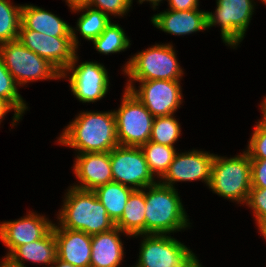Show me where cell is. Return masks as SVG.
<instances>
[{"mask_svg": "<svg viewBox=\"0 0 266 267\" xmlns=\"http://www.w3.org/2000/svg\"><path fill=\"white\" fill-rule=\"evenodd\" d=\"M58 142L77 154L111 152L119 145L114 111L81 112L63 129Z\"/></svg>", "mask_w": 266, "mask_h": 267, "instance_id": "cell-1", "label": "cell"}, {"mask_svg": "<svg viewBox=\"0 0 266 267\" xmlns=\"http://www.w3.org/2000/svg\"><path fill=\"white\" fill-rule=\"evenodd\" d=\"M133 191L134 189L130 186L114 181L94 190L97 198L106 208L108 216L115 224L120 220L127 200Z\"/></svg>", "mask_w": 266, "mask_h": 267, "instance_id": "cell-24", "label": "cell"}, {"mask_svg": "<svg viewBox=\"0 0 266 267\" xmlns=\"http://www.w3.org/2000/svg\"><path fill=\"white\" fill-rule=\"evenodd\" d=\"M261 2H263L264 4H266V0H260Z\"/></svg>", "mask_w": 266, "mask_h": 267, "instance_id": "cell-42", "label": "cell"}, {"mask_svg": "<svg viewBox=\"0 0 266 267\" xmlns=\"http://www.w3.org/2000/svg\"><path fill=\"white\" fill-rule=\"evenodd\" d=\"M245 152L250 160L266 159V126L260 121L255 125Z\"/></svg>", "mask_w": 266, "mask_h": 267, "instance_id": "cell-30", "label": "cell"}, {"mask_svg": "<svg viewBox=\"0 0 266 267\" xmlns=\"http://www.w3.org/2000/svg\"><path fill=\"white\" fill-rule=\"evenodd\" d=\"M76 53L73 61L63 71L62 78L69 76L73 95L83 103L101 100L109 90L108 71L104 65L96 62H83L76 67L79 58ZM71 72V73H70Z\"/></svg>", "mask_w": 266, "mask_h": 267, "instance_id": "cell-10", "label": "cell"}, {"mask_svg": "<svg viewBox=\"0 0 266 267\" xmlns=\"http://www.w3.org/2000/svg\"><path fill=\"white\" fill-rule=\"evenodd\" d=\"M208 187L224 199L245 204L252 188L249 155L245 151L231 158L215 154Z\"/></svg>", "mask_w": 266, "mask_h": 267, "instance_id": "cell-5", "label": "cell"}, {"mask_svg": "<svg viewBox=\"0 0 266 267\" xmlns=\"http://www.w3.org/2000/svg\"><path fill=\"white\" fill-rule=\"evenodd\" d=\"M17 86L13 76L7 70L0 57V98L7 101L18 114L23 116L28 107L19 94Z\"/></svg>", "mask_w": 266, "mask_h": 267, "instance_id": "cell-29", "label": "cell"}, {"mask_svg": "<svg viewBox=\"0 0 266 267\" xmlns=\"http://www.w3.org/2000/svg\"><path fill=\"white\" fill-rule=\"evenodd\" d=\"M246 206L253 209L258 230L266 225V189L251 188Z\"/></svg>", "mask_w": 266, "mask_h": 267, "instance_id": "cell-31", "label": "cell"}, {"mask_svg": "<svg viewBox=\"0 0 266 267\" xmlns=\"http://www.w3.org/2000/svg\"><path fill=\"white\" fill-rule=\"evenodd\" d=\"M64 197L63 206L57 214L62 228L83 231L92 236L115 227L94 191L70 186Z\"/></svg>", "mask_w": 266, "mask_h": 267, "instance_id": "cell-2", "label": "cell"}, {"mask_svg": "<svg viewBox=\"0 0 266 267\" xmlns=\"http://www.w3.org/2000/svg\"><path fill=\"white\" fill-rule=\"evenodd\" d=\"M214 14L207 11V28L221 27L223 42L233 48L243 40L254 12L253 0H216Z\"/></svg>", "mask_w": 266, "mask_h": 267, "instance_id": "cell-9", "label": "cell"}, {"mask_svg": "<svg viewBox=\"0 0 266 267\" xmlns=\"http://www.w3.org/2000/svg\"><path fill=\"white\" fill-rule=\"evenodd\" d=\"M261 235L264 237V239L266 240V225H264L263 227H261L259 229Z\"/></svg>", "mask_w": 266, "mask_h": 267, "instance_id": "cell-41", "label": "cell"}, {"mask_svg": "<svg viewBox=\"0 0 266 267\" xmlns=\"http://www.w3.org/2000/svg\"><path fill=\"white\" fill-rule=\"evenodd\" d=\"M114 116L119 145L140 147L150 140L154 116L129 90Z\"/></svg>", "mask_w": 266, "mask_h": 267, "instance_id": "cell-8", "label": "cell"}, {"mask_svg": "<svg viewBox=\"0 0 266 267\" xmlns=\"http://www.w3.org/2000/svg\"><path fill=\"white\" fill-rule=\"evenodd\" d=\"M6 258L20 266H24V261L29 260L52 267L57 259V244L53 228L43 238L16 247Z\"/></svg>", "mask_w": 266, "mask_h": 267, "instance_id": "cell-21", "label": "cell"}, {"mask_svg": "<svg viewBox=\"0 0 266 267\" xmlns=\"http://www.w3.org/2000/svg\"><path fill=\"white\" fill-rule=\"evenodd\" d=\"M214 157L213 153L194 149L190 152L176 153L173 162L161 178L163 181L160 179L159 182L175 188V182L202 180L209 186Z\"/></svg>", "mask_w": 266, "mask_h": 267, "instance_id": "cell-14", "label": "cell"}, {"mask_svg": "<svg viewBox=\"0 0 266 267\" xmlns=\"http://www.w3.org/2000/svg\"><path fill=\"white\" fill-rule=\"evenodd\" d=\"M120 233L124 232L115 226L109 231L91 236L90 267L120 266L124 256Z\"/></svg>", "mask_w": 266, "mask_h": 267, "instance_id": "cell-19", "label": "cell"}, {"mask_svg": "<svg viewBox=\"0 0 266 267\" xmlns=\"http://www.w3.org/2000/svg\"><path fill=\"white\" fill-rule=\"evenodd\" d=\"M52 267H74V266L69 264L68 262H65L57 258L55 262L52 264Z\"/></svg>", "mask_w": 266, "mask_h": 267, "instance_id": "cell-39", "label": "cell"}, {"mask_svg": "<svg viewBox=\"0 0 266 267\" xmlns=\"http://www.w3.org/2000/svg\"><path fill=\"white\" fill-rule=\"evenodd\" d=\"M133 0H92L90 7L102 11L104 14L115 16L125 15L131 5Z\"/></svg>", "mask_w": 266, "mask_h": 267, "instance_id": "cell-32", "label": "cell"}, {"mask_svg": "<svg viewBox=\"0 0 266 267\" xmlns=\"http://www.w3.org/2000/svg\"><path fill=\"white\" fill-rule=\"evenodd\" d=\"M167 2L170 10L187 11L199 7V0H168Z\"/></svg>", "mask_w": 266, "mask_h": 267, "instance_id": "cell-34", "label": "cell"}, {"mask_svg": "<svg viewBox=\"0 0 266 267\" xmlns=\"http://www.w3.org/2000/svg\"><path fill=\"white\" fill-rule=\"evenodd\" d=\"M186 214L176 188L159 181L145 188V234L181 231L190 226Z\"/></svg>", "mask_w": 266, "mask_h": 267, "instance_id": "cell-3", "label": "cell"}, {"mask_svg": "<svg viewBox=\"0 0 266 267\" xmlns=\"http://www.w3.org/2000/svg\"><path fill=\"white\" fill-rule=\"evenodd\" d=\"M21 24L29 30L55 37H72L71 26L57 15L38 6L22 5Z\"/></svg>", "mask_w": 266, "mask_h": 267, "instance_id": "cell-20", "label": "cell"}, {"mask_svg": "<svg viewBox=\"0 0 266 267\" xmlns=\"http://www.w3.org/2000/svg\"><path fill=\"white\" fill-rule=\"evenodd\" d=\"M91 2L92 0H66L71 10L82 6H89Z\"/></svg>", "mask_w": 266, "mask_h": 267, "instance_id": "cell-36", "label": "cell"}, {"mask_svg": "<svg viewBox=\"0 0 266 267\" xmlns=\"http://www.w3.org/2000/svg\"><path fill=\"white\" fill-rule=\"evenodd\" d=\"M0 267H26L20 266L12 263L8 258L4 257V259L0 262Z\"/></svg>", "mask_w": 266, "mask_h": 267, "instance_id": "cell-38", "label": "cell"}, {"mask_svg": "<svg viewBox=\"0 0 266 267\" xmlns=\"http://www.w3.org/2000/svg\"><path fill=\"white\" fill-rule=\"evenodd\" d=\"M140 255L132 267H202L195 254L167 234H142Z\"/></svg>", "mask_w": 266, "mask_h": 267, "instance_id": "cell-6", "label": "cell"}, {"mask_svg": "<svg viewBox=\"0 0 266 267\" xmlns=\"http://www.w3.org/2000/svg\"><path fill=\"white\" fill-rule=\"evenodd\" d=\"M10 110H14V116H13V122L12 127L15 126V124L20 121L22 116L18 114L15 109L5 100L0 98V124L2 119H4V116H6V113L10 112Z\"/></svg>", "mask_w": 266, "mask_h": 267, "instance_id": "cell-35", "label": "cell"}, {"mask_svg": "<svg viewBox=\"0 0 266 267\" xmlns=\"http://www.w3.org/2000/svg\"><path fill=\"white\" fill-rule=\"evenodd\" d=\"M252 188L266 189V159L250 160Z\"/></svg>", "mask_w": 266, "mask_h": 267, "instance_id": "cell-33", "label": "cell"}, {"mask_svg": "<svg viewBox=\"0 0 266 267\" xmlns=\"http://www.w3.org/2000/svg\"><path fill=\"white\" fill-rule=\"evenodd\" d=\"M144 1H149L152 4L153 9H156V7L158 6V4L162 1V0H138V2L140 4H142ZM168 1V0H167Z\"/></svg>", "mask_w": 266, "mask_h": 267, "instance_id": "cell-40", "label": "cell"}, {"mask_svg": "<svg viewBox=\"0 0 266 267\" xmlns=\"http://www.w3.org/2000/svg\"><path fill=\"white\" fill-rule=\"evenodd\" d=\"M129 90L154 117L174 114L182 104V90L179 80H147Z\"/></svg>", "mask_w": 266, "mask_h": 267, "instance_id": "cell-12", "label": "cell"}, {"mask_svg": "<svg viewBox=\"0 0 266 267\" xmlns=\"http://www.w3.org/2000/svg\"><path fill=\"white\" fill-rule=\"evenodd\" d=\"M173 49L172 44H155L132 56L123 69L126 87H133V81L180 80L184 73Z\"/></svg>", "mask_w": 266, "mask_h": 267, "instance_id": "cell-4", "label": "cell"}, {"mask_svg": "<svg viewBox=\"0 0 266 267\" xmlns=\"http://www.w3.org/2000/svg\"><path fill=\"white\" fill-rule=\"evenodd\" d=\"M115 226L127 236L145 234V188L131 193Z\"/></svg>", "mask_w": 266, "mask_h": 267, "instance_id": "cell-22", "label": "cell"}, {"mask_svg": "<svg viewBox=\"0 0 266 267\" xmlns=\"http://www.w3.org/2000/svg\"><path fill=\"white\" fill-rule=\"evenodd\" d=\"M0 57L19 87L37 80L62 78V73L54 65L26 48L18 39L1 44Z\"/></svg>", "mask_w": 266, "mask_h": 267, "instance_id": "cell-7", "label": "cell"}, {"mask_svg": "<svg viewBox=\"0 0 266 267\" xmlns=\"http://www.w3.org/2000/svg\"><path fill=\"white\" fill-rule=\"evenodd\" d=\"M57 244V258L74 267H90L91 235L83 231L53 225Z\"/></svg>", "mask_w": 266, "mask_h": 267, "instance_id": "cell-17", "label": "cell"}, {"mask_svg": "<svg viewBox=\"0 0 266 267\" xmlns=\"http://www.w3.org/2000/svg\"><path fill=\"white\" fill-rule=\"evenodd\" d=\"M53 223L45 216L29 212L25 217L0 224V239L8 248L7 257L16 247L43 238L52 228Z\"/></svg>", "mask_w": 266, "mask_h": 267, "instance_id": "cell-15", "label": "cell"}, {"mask_svg": "<svg viewBox=\"0 0 266 267\" xmlns=\"http://www.w3.org/2000/svg\"><path fill=\"white\" fill-rule=\"evenodd\" d=\"M147 165L153 174L159 179L167 172L170 164L173 162L174 156L177 153L176 148L161 145L156 142L148 141L146 144L140 146Z\"/></svg>", "mask_w": 266, "mask_h": 267, "instance_id": "cell-25", "label": "cell"}, {"mask_svg": "<svg viewBox=\"0 0 266 267\" xmlns=\"http://www.w3.org/2000/svg\"><path fill=\"white\" fill-rule=\"evenodd\" d=\"M92 42L95 49L104 55L125 51L131 44L123 28L112 22Z\"/></svg>", "mask_w": 266, "mask_h": 267, "instance_id": "cell-27", "label": "cell"}, {"mask_svg": "<svg viewBox=\"0 0 266 267\" xmlns=\"http://www.w3.org/2000/svg\"><path fill=\"white\" fill-rule=\"evenodd\" d=\"M0 0V45L19 38L22 5Z\"/></svg>", "mask_w": 266, "mask_h": 267, "instance_id": "cell-26", "label": "cell"}, {"mask_svg": "<svg viewBox=\"0 0 266 267\" xmlns=\"http://www.w3.org/2000/svg\"><path fill=\"white\" fill-rule=\"evenodd\" d=\"M261 111H262V116L263 118L259 120L263 125L266 126V97H264V100L262 101L261 105Z\"/></svg>", "mask_w": 266, "mask_h": 267, "instance_id": "cell-37", "label": "cell"}, {"mask_svg": "<svg viewBox=\"0 0 266 267\" xmlns=\"http://www.w3.org/2000/svg\"><path fill=\"white\" fill-rule=\"evenodd\" d=\"M180 127V123L174 118V114L154 117L149 141L174 147L173 144L181 135Z\"/></svg>", "mask_w": 266, "mask_h": 267, "instance_id": "cell-28", "label": "cell"}, {"mask_svg": "<svg viewBox=\"0 0 266 267\" xmlns=\"http://www.w3.org/2000/svg\"><path fill=\"white\" fill-rule=\"evenodd\" d=\"M71 11L75 13L76 11H84V13H82L77 20L76 28L71 27L72 41L76 48H78L79 41L77 39L78 37L75 29L79 31L84 39L93 41L99 37L106 27L111 23V19L108 15L90 6H82L72 9Z\"/></svg>", "mask_w": 266, "mask_h": 267, "instance_id": "cell-23", "label": "cell"}, {"mask_svg": "<svg viewBox=\"0 0 266 267\" xmlns=\"http://www.w3.org/2000/svg\"><path fill=\"white\" fill-rule=\"evenodd\" d=\"M73 170L80 185L73 187L94 191L97 187L113 181L110 152L78 154Z\"/></svg>", "mask_w": 266, "mask_h": 267, "instance_id": "cell-16", "label": "cell"}, {"mask_svg": "<svg viewBox=\"0 0 266 267\" xmlns=\"http://www.w3.org/2000/svg\"><path fill=\"white\" fill-rule=\"evenodd\" d=\"M18 40L29 50L47 59L61 73L70 65L77 53L72 37L48 36L26 29L22 24Z\"/></svg>", "mask_w": 266, "mask_h": 267, "instance_id": "cell-13", "label": "cell"}, {"mask_svg": "<svg viewBox=\"0 0 266 267\" xmlns=\"http://www.w3.org/2000/svg\"><path fill=\"white\" fill-rule=\"evenodd\" d=\"M110 161L114 182L134 190H142L158 182L140 147L118 145L110 152Z\"/></svg>", "mask_w": 266, "mask_h": 267, "instance_id": "cell-11", "label": "cell"}, {"mask_svg": "<svg viewBox=\"0 0 266 267\" xmlns=\"http://www.w3.org/2000/svg\"><path fill=\"white\" fill-rule=\"evenodd\" d=\"M153 25L172 35H188L207 28V11L191 9L187 11L170 10L160 12L151 18Z\"/></svg>", "mask_w": 266, "mask_h": 267, "instance_id": "cell-18", "label": "cell"}]
</instances>
